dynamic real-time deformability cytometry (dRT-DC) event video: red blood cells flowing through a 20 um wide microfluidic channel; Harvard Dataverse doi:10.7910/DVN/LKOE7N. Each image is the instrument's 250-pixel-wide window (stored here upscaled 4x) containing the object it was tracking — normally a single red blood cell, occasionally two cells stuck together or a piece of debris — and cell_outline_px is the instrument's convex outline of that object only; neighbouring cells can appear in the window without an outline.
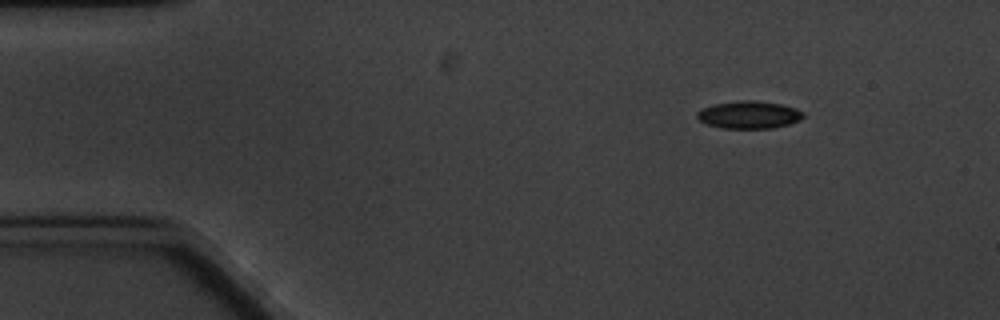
{"species": "common noctule bat (a hibernating species)", "species_latin": "Nyctalus noctula", "temperature_condition": "cold", "stored_images_in_passage": 6, "camera_frame_rate_fps": 3000, "um_per_image_px": 0.085, "animal": {"sex": "male", "body_mass_g": 20.1, "forearm_length_mm": 53.5}, "frame": {"image": 1, "passage_image": 1, "time_ms": 0.0, "image_size_px": [1000, 320], "cell_outline_px": [[804, 116], [800, 120], [788, 124], [772, 128], [720, 128], [708, 124], [700, 120], [696, 116], [696, 112], [700, 108], [712, 104], [744, 100], [756, 100], [784, 104], [796, 108], [804, 112]], "centroid_in_image_um": [63.66, 9.74], "position_along_channel_um": 21.3, "area_um2": 17.22}}
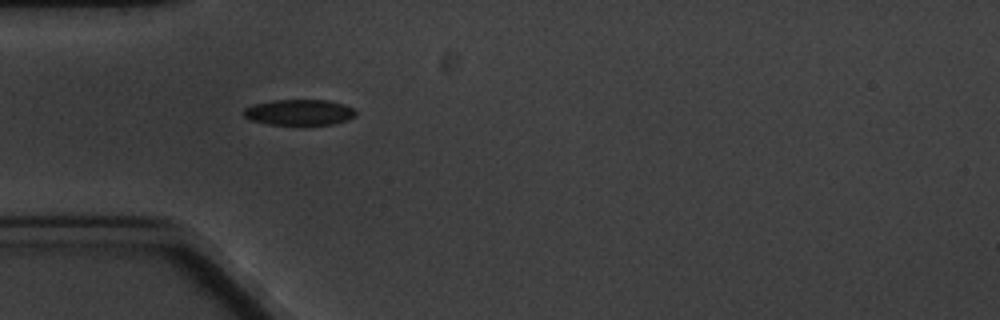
{"frame": {"image": 2, "passage_image": 4, "time_ms": 3.333, "image_size_px": [1000, 320], "cell_outline_px": [[356, 116], [348, 120], [332, 124], [304, 128], [268, 124], [252, 120], [244, 116], [244, 108], [256, 104], [272, 100], [328, 100], [344, 104], [352, 108], [356, 112]], "centroid_in_image_um": [25.48, 9.6], "position_along_channel_um": 59.5, "area_um2": 17.57}}